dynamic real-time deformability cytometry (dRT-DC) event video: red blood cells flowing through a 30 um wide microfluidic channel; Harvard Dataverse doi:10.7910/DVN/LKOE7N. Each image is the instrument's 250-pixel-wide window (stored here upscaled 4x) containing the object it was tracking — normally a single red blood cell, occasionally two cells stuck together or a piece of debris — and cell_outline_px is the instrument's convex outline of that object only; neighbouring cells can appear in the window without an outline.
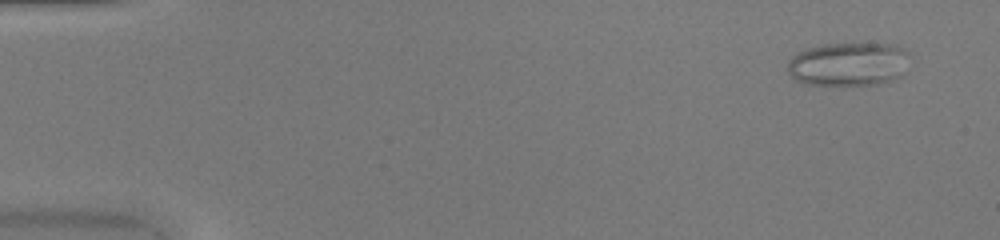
{"species": "common noctule bat (a hibernating species)", "species_latin": "Nyctalus noctula", "temperature_condition": "warm", "stored_images_in_passage": 49, "camera_frame_rate_fps": 3000, "um_per_image_px": 0.085, "animal": {"sex": "female", "body_mass_g": 20.0, "forearm_length_mm": 54.0}, "frame": {"image": 1, "passage_image": 3, "time_ms": 0.667, "image_size_px": [1000, 240], "cell_outline_px": [[912, 56], [904, 72], [900, 76], [892, 80], [876, 84], [804, 84], [796, 80], [788, 72], [788, 60], [792, 56], [808, 48], [820, 44], [896, 44], [904, 48]], "centroid_in_image_um": [72.17, 5.43], "position_along_channel_um": 12.8, "area_um2": 31.15}}
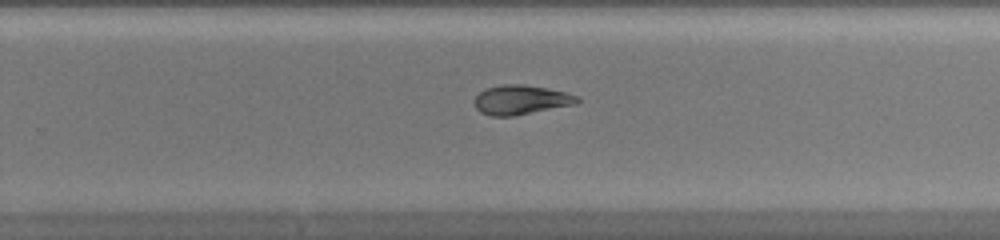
{"frame": {"image": 2, "passage_image": 32, "time_ms": 10.333, "image_size_px": [1000, 240], "cell_outline_px": [[580, 100], [576, 104], [516, 116], [492, 116], [480, 112], [476, 108], [476, 96], [484, 88], [504, 84], [524, 84], [548, 88], [564, 92], [576, 96]], "centroid_in_image_um": [44.28, 8.49], "position_along_channel_um": 285.5, "area_um2": 17.63}}
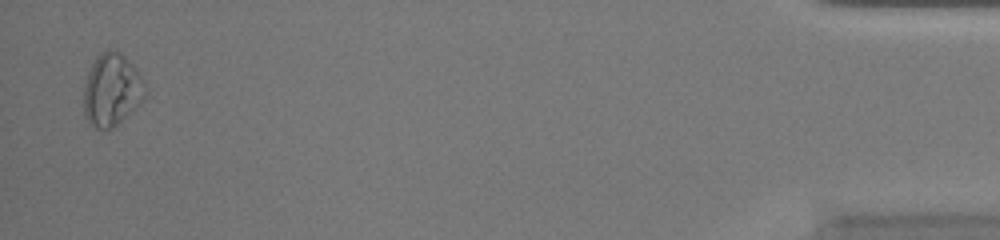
{"frame": {"image": 3, "passage_image": 48, "time_ms": 15.667, "image_size_px": [1000, 240], "cell_outline_px": [[148, 92], [112, 128], [92, 128], [88, 124], [84, 116], [84, 84], [88, 72], [96, 56], [100, 52], [108, 48], [120, 52], [132, 64], [140, 76]], "centroid_in_image_um": [9.44, 7.61], "position_along_channel_um": 425.8, "area_um2": 25.55}, "authors_computed_cell_mechanics": {"area_um2": 20.1722, "velocity_mm_per_s": 4.1991, "shape_relaxation_time_tau1_ms": null, "shape_relaxation_time_tau2_ms": 8.7252, "deformation_change_tau1": null, "deformation_change_tau2": 0.147}}